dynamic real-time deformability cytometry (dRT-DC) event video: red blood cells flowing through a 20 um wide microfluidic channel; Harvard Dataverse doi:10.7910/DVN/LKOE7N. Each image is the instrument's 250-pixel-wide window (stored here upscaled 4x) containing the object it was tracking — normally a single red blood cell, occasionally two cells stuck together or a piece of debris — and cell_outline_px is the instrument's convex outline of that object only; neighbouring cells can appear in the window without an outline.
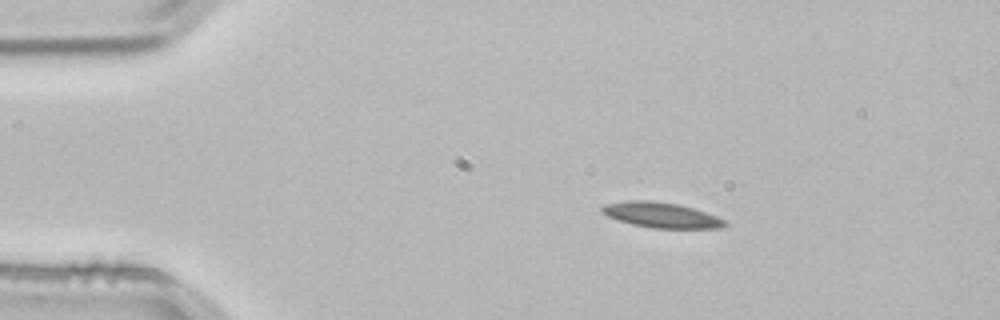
{"species": "common noctule bat (a hibernating species)", "species_latin": "Nyctalus noctula", "temperature_condition": "room temperature", "stored_images_in_passage": 2, "camera_frame_rate_fps": 3000, "um_per_image_px": 0.085, "animal": {"sex": "male", "body_mass_g": 21.5, "forearm_length_mm": 52.0}, "frame": {"image": 1, "passage_image": 1, "time_ms": 0.0, "image_size_px": [1000, 320], "cell_outline_px": [[728, 224], [720, 228], [652, 228], [632, 224], [616, 220], [600, 212], [600, 208], [604, 204], [628, 200], [652, 200], [676, 204], [692, 208], [728, 220]], "centroid_in_image_um": [56.18, 18.28], "position_along_channel_um": 28.8, "area_um2": 18.21}}